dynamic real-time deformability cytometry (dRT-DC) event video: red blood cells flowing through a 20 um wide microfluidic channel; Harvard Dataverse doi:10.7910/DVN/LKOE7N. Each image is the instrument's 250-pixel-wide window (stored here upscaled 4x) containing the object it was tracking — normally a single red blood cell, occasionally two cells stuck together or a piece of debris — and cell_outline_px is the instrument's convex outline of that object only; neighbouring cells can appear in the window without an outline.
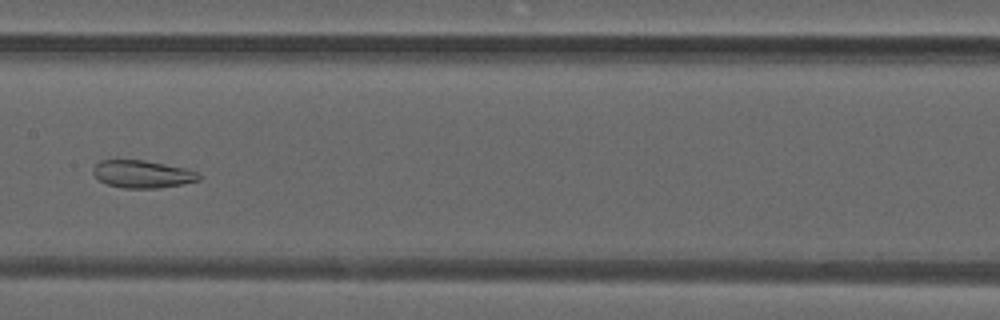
{"species": "common noctule bat (a hibernating species)", "species_latin": "Nyctalus noctula", "temperature_condition": "warm", "stored_images_in_passage": 51, "camera_frame_rate_fps": 3000, "um_per_image_px": 0.085, "animal": {"sex": "male", "forearm_length_mm": 52.5}, "frame": {"image": 1, "passage_image": 26, "time_ms": 8.333, "image_size_px": [1000, 320], "cell_outline_px": [[200, 180], [160, 188], [124, 188], [108, 184], [100, 180], [92, 172], [92, 168], [100, 160], [144, 160], [184, 168], [200, 172]], "centroid_in_image_um": [12.11, 14.79], "position_along_channel_um": 195.3, "area_um2": 16.88}}
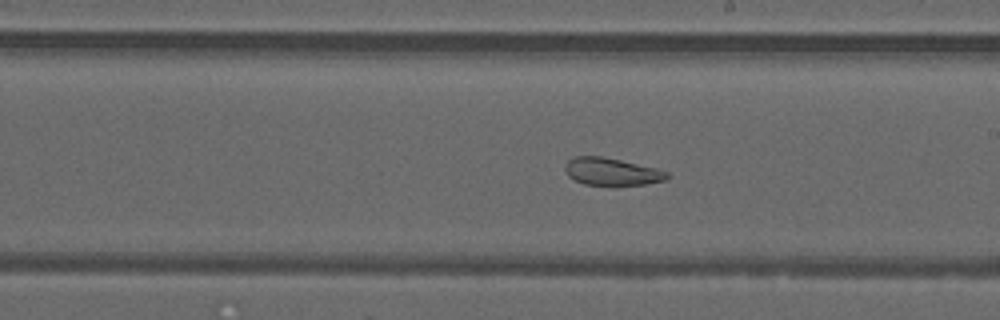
{"frame": {"image": 2, "passage_image": 29, "time_ms": 9.333, "image_size_px": [1000, 320], "cell_outline_px": [[668, 176], [664, 180], [644, 184], [584, 184], [568, 176], [564, 168], [564, 164], [572, 156], [600, 156], [620, 160], [656, 168], [668, 172]], "centroid_in_image_um": [51.94, 14.56], "position_along_channel_um": 237.1, "area_um2": 15.95}}
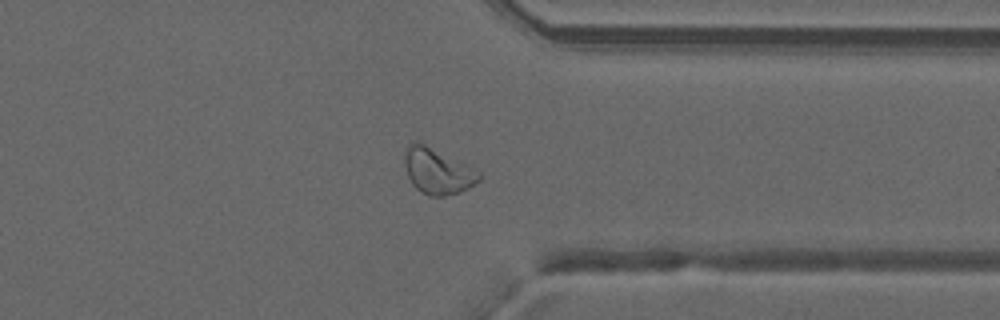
{"frame": {"image": 3, "passage_image": 39, "time_ms": 12.667, "image_size_px": [1000, 320], "cell_outline_px": [[480, 180], [468, 188], [444, 196], [428, 196], [420, 192], [412, 184], [408, 176], [404, 160], [404, 156], [408, 144], [416, 140], [420, 140], [480, 172]], "centroid_in_image_um": [37.15, 14.52], "position_along_channel_um": 374.3, "area_um2": 19.83}, "authors_computed_cell_mechanics": {"area_um2": 22.542, "velocity_mm_per_s": 4.1948, "shape_relaxation_time_tau1_ms": null, "shape_relaxation_time_tau2_ms": 3.0797, "deformation_change_tau1": null, "deformation_change_tau2": 0.1167}}